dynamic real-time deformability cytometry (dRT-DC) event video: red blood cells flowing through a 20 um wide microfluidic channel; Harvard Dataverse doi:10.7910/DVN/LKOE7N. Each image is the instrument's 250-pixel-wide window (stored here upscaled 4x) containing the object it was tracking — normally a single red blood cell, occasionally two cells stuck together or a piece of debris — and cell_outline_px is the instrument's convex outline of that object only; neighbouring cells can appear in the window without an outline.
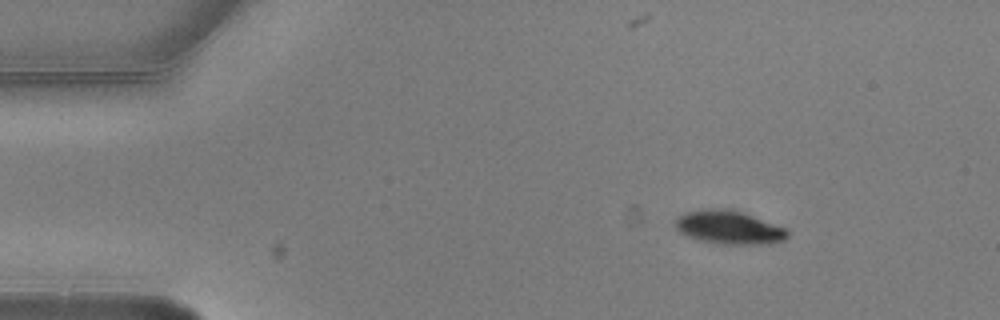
{"species": "common noctule bat (a hibernating species)", "species_latin": "Nyctalus noctula", "temperature_condition": "warm", "stored_images_in_passage": 7, "camera_frame_rate_fps": 3000, "um_per_image_px": 0.085, "animal": {"sex": "male", "body_mass_g": 20.5, "forearm_length_mm": 52.5}, "frame": {"image": 1, "passage_image": 1, "time_ms": 0.0, "image_size_px": [1000, 320], "cell_outline_px": [[788, 236], [784, 240], [768, 244], [724, 244], [700, 240], [688, 236], [680, 232], [672, 224], [684, 212], [708, 208], [732, 208], [784, 228], [788, 232]], "centroid_in_image_um": [61.93, 19.32], "position_along_channel_um": 23.1, "area_um2": 21.79}}
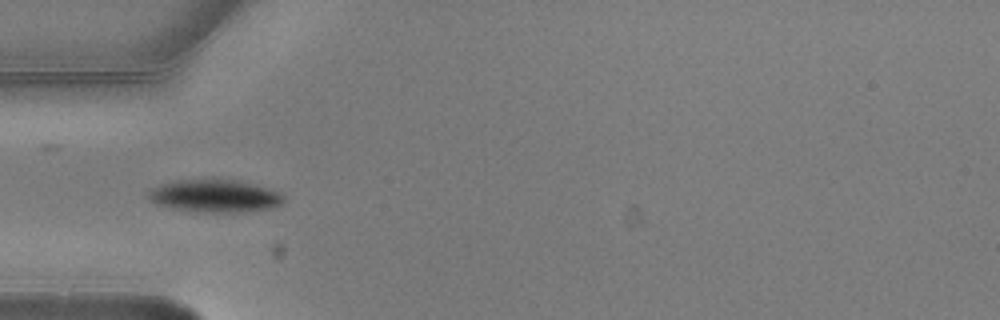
{"frame": {"image": 2, "passage_image": 4, "time_ms": 1.0, "image_size_px": [1000, 320], "cell_outline_px": [[284, 200], [280, 204], [268, 208], [240, 212], [196, 212], [172, 208], [156, 204], [148, 200], [148, 192], [152, 188], [176, 180], [212, 176], [236, 180], [284, 192]], "centroid_in_image_um": [18.24, 16.62], "position_along_channel_um": 66.8, "area_um2": 26.41}}
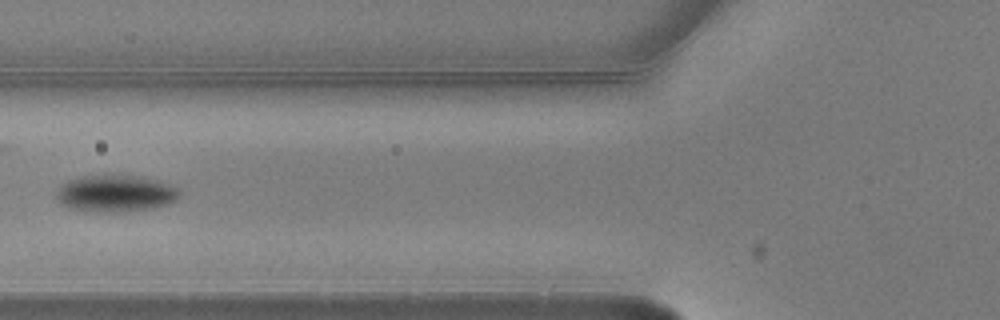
{"frame": {"image": 3, "passage_image": 5, "time_ms": 1.333, "image_size_px": [1000, 320], "cell_outline_px": [[180, 196], [176, 200], [168, 204], [152, 208], [124, 212], [96, 212], [68, 208], [60, 204], [56, 196], [56, 192], [68, 180], [84, 176], [144, 176], [168, 184], [176, 188], [180, 192]], "centroid_in_image_um": [9.82, 16.46], "position_along_channel_um": 116.0, "area_um2": 26.3}}